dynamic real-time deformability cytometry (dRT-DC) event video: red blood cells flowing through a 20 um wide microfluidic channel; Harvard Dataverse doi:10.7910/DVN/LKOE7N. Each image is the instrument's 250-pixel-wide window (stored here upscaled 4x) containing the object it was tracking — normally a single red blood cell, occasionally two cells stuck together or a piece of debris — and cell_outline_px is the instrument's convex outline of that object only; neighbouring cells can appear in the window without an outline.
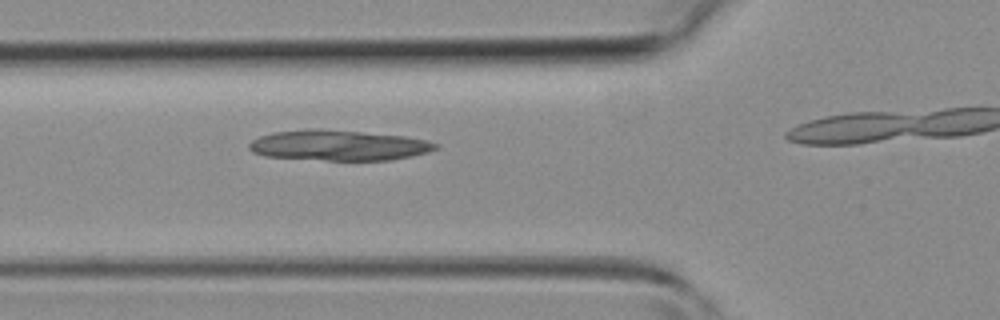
{"species": "common noctule bat (a hibernating species)", "species_latin": "Nyctalus noctula", "temperature_condition": "room temperature", "stored_images_in_passage": 8, "camera_frame_rate_fps": 3000, "um_per_image_px": 0.085, "animal": {"sex": "female", "body_mass_g": 19.3, "forearm_length_mm": 54.1}, "frame": {"image": 1, "passage_image": 5, "time_ms": 1.333, "image_size_px": [1000, 320], "cell_outline_px": [[440, 148], [428, 152], [412, 156], [392, 160], [328, 160], [264, 156], [252, 152], [248, 148], [248, 144], [252, 140], [260, 136], [272, 132], [312, 128], [320, 128], [404, 136], [428, 140], [440, 144]], "centroid_in_image_um": [28.8, 12.35], "position_along_channel_um": 97.0, "area_um2": 33.35}}
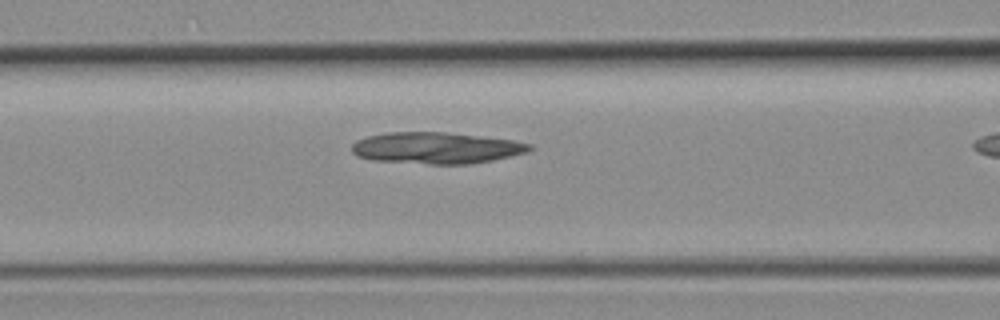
{"frame": {"image": 2, "passage_image": 7, "time_ms": 2.0, "image_size_px": [1000, 320], "cell_outline_px": [[532, 148], [528, 152], [492, 160], [468, 164], [428, 164], [372, 160], [356, 156], [352, 152], [352, 144], [356, 140], [368, 136], [388, 132], [444, 132], [480, 136], [512, 140], [532, 144]], "centroid_in_image_um": [37.06, 12.58], "position_along_channel_um": 129.5, "area_um2": 32.54}}